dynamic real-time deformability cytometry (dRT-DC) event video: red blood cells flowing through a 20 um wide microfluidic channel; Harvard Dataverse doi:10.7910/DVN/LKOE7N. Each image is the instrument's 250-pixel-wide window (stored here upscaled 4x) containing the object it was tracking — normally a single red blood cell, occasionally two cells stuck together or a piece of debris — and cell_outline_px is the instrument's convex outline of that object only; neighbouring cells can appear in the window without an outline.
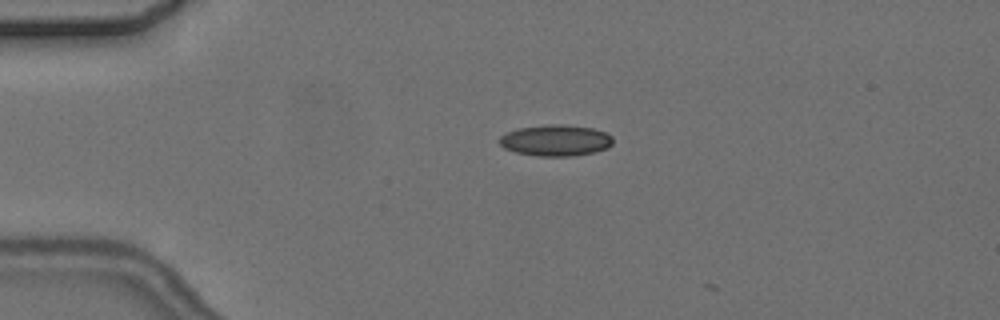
{"species": "common noctule bat (a hibernating species)", "species_latin": "Nyctalus noctula", "temperature_condition": "cold", "stored_images_in_passage": 5, "camera_frame_rate_fps": 3000, "um_per_image_px": 0.085, "animal": {"sex": "female", "body_mass_g": 24.6, "forearm_length_mm": 56.2}, "frame": {"image": 1, "passage_image": 4, "time_ms": 3.333, "image_size_px": [1000, 320], "cell_outline_px": [[612, 144], [608, 148], [592, 152], [572, 156], [536, 156], [516, 152], [504, 148], [500, 144], [500, 136], [508, 132], [520, 128], [548, 124], [564, 124], [592, 128], [604, 132], [612, 136]], "centroid_in_image_um": [47.24, 11.93], "position_along_channel_um": 37.8, "area_um2": 20.52}}